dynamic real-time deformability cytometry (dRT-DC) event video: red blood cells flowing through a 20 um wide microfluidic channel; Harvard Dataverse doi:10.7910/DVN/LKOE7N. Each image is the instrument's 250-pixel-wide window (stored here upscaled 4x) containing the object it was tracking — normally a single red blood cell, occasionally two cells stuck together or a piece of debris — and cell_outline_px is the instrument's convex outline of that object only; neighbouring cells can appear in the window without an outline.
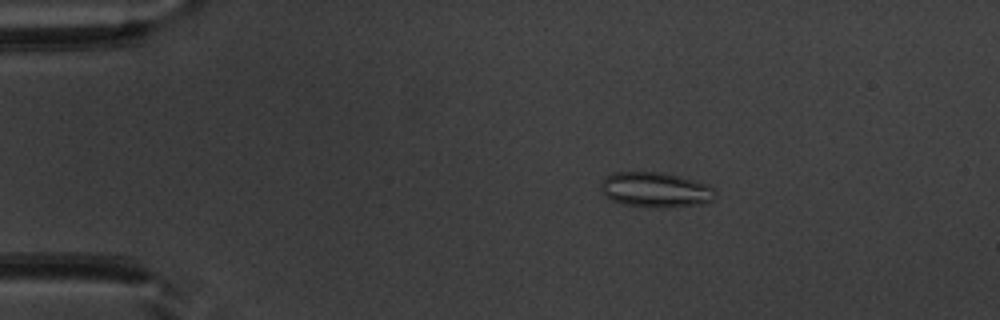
{"species": "common noctule bat (a hibernating species)", "species_latin": "Nyctalus noctula", "temperature_condition": "warm", "stored_images_in_passage": 52, "camera_frame_rate_fps": 3000, "um_per_image_px": 0.085, "animal": {"sex": "male", "body_mass_g": 20.1, "forearm_length_mm": 53.5}, "frame": {"image": 1, "passage_image": 10, "time_ms": 3.0, "image_size_px": [1000, 320], "cell_outline_px": [[716, 200], [704, 204], [664, 208], [652, 208], [624, 204], [612, 200], [604, 196], [600, 188], [600, 184], [604, 176], [612, 172], [660, 172], [708, 184], [716, 188]], "centroid_in_image_um": [55.73, 16.15], "position_along_channel_um": 29.3, "area_um2": 23.87}}
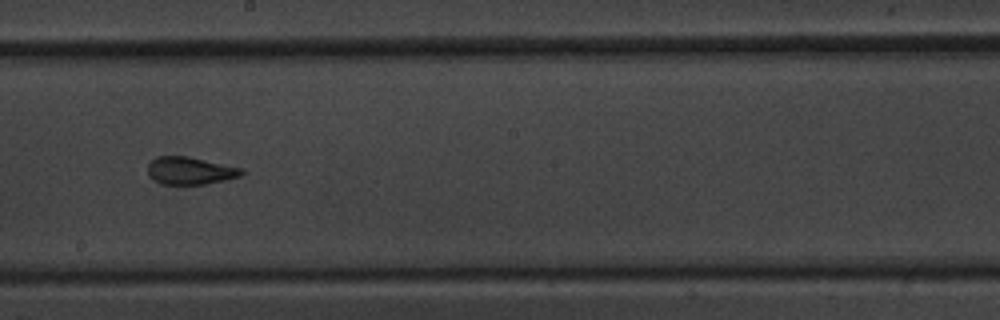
{"frame": {"image": 2, "passage_image": 30, "time_ms": 9.667, "image_size_px": [1000, 320], "cell_outline_px": [[244, 172], [240, 176], [224, 180], [204, 184], [164, 184], [148, 176], [148, 164], [156, 156], [188, 156], [244, 168]], "centroid_in_image_um": [16.17, 14.49], "position_along_channel_um": 232.0, "area_um2": 15.03}}
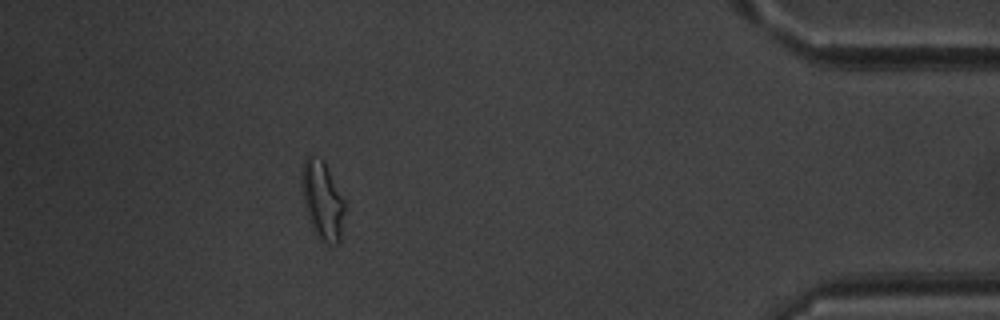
{"frame": {"image": 3, "passage_image": 47, "time_ms": 15.333, "image_size_px": [1000, 320], "cell_outline_px": [[344, 212], [340, 240], [336, 244], [328, 244], [320, 240], [316, 236], [312, 228], [304, 204], [300, 188], [300, 180], [304, 160], [308, 156], [312, 156], [324, 160], [344, 200]], "centroid_in_image_um": [27.38, 17.03], "position_along_channel_um": 407.8, "area_um2": 19.65}, "authors_computed_cell_mechanics": {"area_um2": 17.3978, "velocity_mm_per_s": 3.9429, "shape_relaxation_time_tau1_ms": null, "shape_relaxation_time_tau2_ms": 1.8034, "deformation_change_tau1": null, "deformation_change_tau2": 0.1028}}